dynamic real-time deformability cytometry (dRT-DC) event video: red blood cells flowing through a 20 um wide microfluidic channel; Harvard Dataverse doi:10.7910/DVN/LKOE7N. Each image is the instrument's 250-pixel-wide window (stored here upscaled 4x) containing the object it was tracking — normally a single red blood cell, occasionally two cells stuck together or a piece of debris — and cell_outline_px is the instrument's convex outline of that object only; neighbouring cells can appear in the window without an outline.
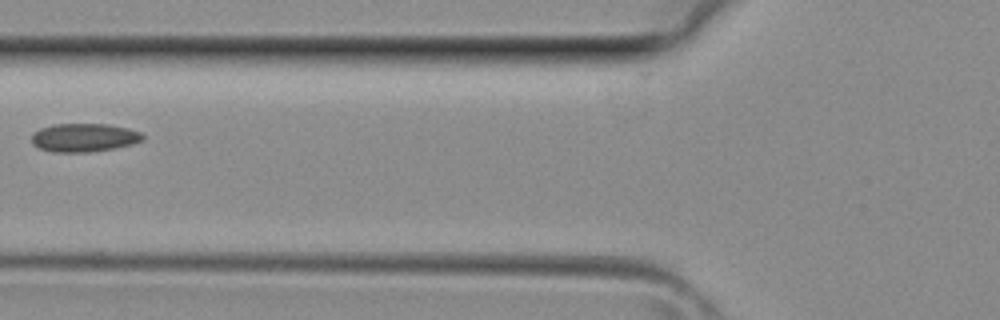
{"species": "common noctule bat (a hibernating species)", "species_latin": "Nyctalus noctula", "temperature_condition": "room temperature", "stored_images_in_passage": 25, "camera_frame_rate_fps": 3000, "um_per_image_px": 0.085, "animal": {"sex": "female", "body_mass_g": 29.2, "forearm_length_mm": 56.3}, "frame": {"image": 1, "passage_image": 2, "time_ms": 0.333, "image_size_px": [1000, 320], "cell_outline_px": [[144, 140], [132, 144], [112, 148], [88, 152], [52, 152], [40, 148], [32, 144], [32, 132], [40, 128], [52, 124], [108, 124], [128, 128], [140, 132], [144, 136]], "centroid_in_image_um": [7.12, 11.69], "position_along_channel_um": 118.7, "area_um2": 18.44}}
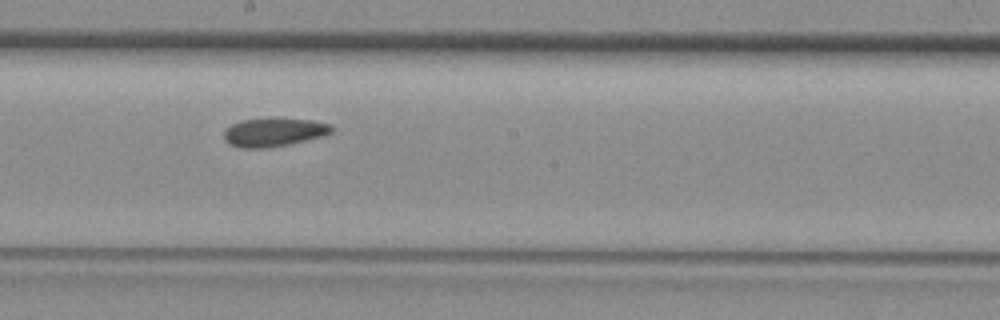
{"frame": {"image": 2, "passage_image": 8, "time_ms": 2.333, "image_size_px": [1000, 320], "cell_outline_px": [[332, 132], [324, 136], [288, 144], [264, 148], [240, 148], [224, 140], [224, 132], [232, 124], [244, 120], [312, 120], [328, 124], [332, 128]], "centroid_in_image_um": [23.27, 11.27], "position_along_channel_um": 224.9, "area_um2": 17.11}}
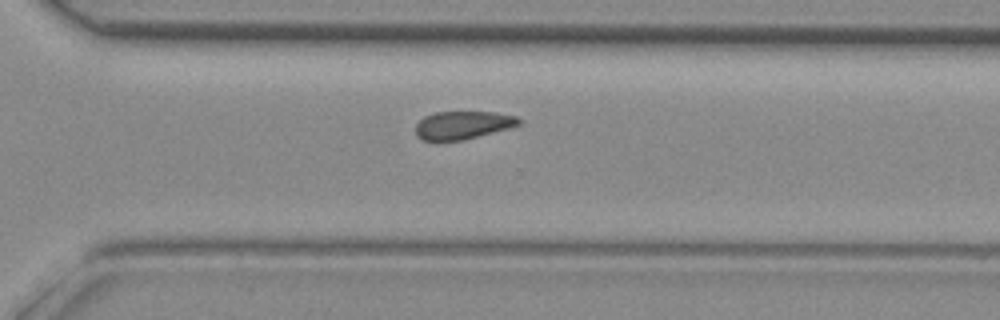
{"frame": {"image": 3, "passage_image": 14, "time_ms": 4.333, "image_size_px": [1000, 320], "cell_outline_px": [[520, 124], [508, 128], [464, 140], [420, 140], [416, 136], [416, 124], [424, 116], [436, 112], [492, 112], [516, 116], [520, 120]], "centroid_in_image_um": [39.3, 10.63], "position_along_channel_um": 331.3, "area_um2": 16.7}}